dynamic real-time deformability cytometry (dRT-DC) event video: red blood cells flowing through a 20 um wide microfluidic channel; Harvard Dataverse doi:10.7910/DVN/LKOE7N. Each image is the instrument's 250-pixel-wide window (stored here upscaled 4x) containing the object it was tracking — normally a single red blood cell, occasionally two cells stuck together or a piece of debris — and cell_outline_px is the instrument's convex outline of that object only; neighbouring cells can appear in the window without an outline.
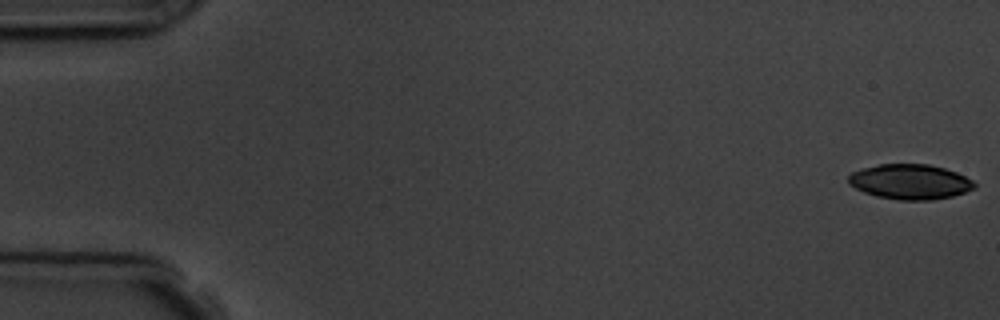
{"species": "common noctule bat (a hibernating species)", "species_latin": "Nyctalus noctula", "temperature_condition": "room temperature", "stored_images_in_passage": 5, "camera_frame_rate_fps": 3000, "um_per_image_px": 0.085, "animal": {"sex": "male", "body_mass_g": 19.5, "forearm_length_mm": 54.6}, "frame": {"image": 1, "passage_image": 1, "time_ms": 0.0, "image_size_px": [1000, 320], "cell_outline_px": [[976, 188], [952, 196], [932, 200], [900, 200], [876, 196], [864, 192], [848, 184], [848, 176], [852, 172], [860, 168], [880, 164], [928, 164], [944, 168], [956, 172], [972, 180], [976, 184]], "centroid_in_image_um": [77.34, 15.45], "position_along_channel_um": 7.7, "area_um2": 25.78}}
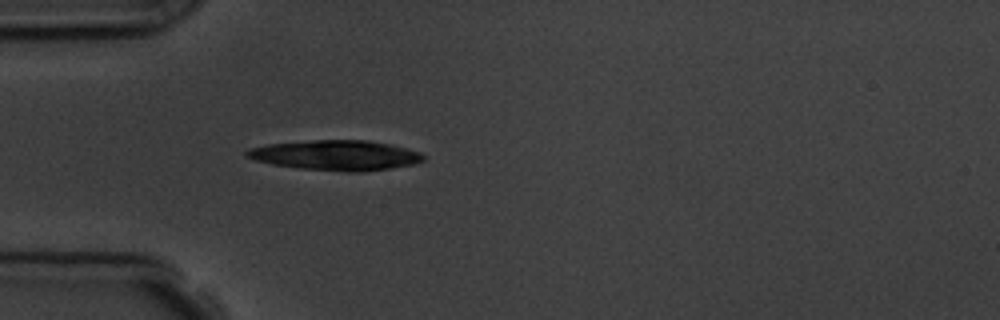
{"frame": {"image": 2, "passage_image": 5, "time_ms": 5.0, "image_size_px": [1000, 320], "cell_outline_px": [[424, 160], [412, 164], [392, 168], [364, 172], [348, 172], [300, 168], [272, 164], [256, 160], [244, 156], [244, 152], [248, 148], [268, 144], [312, 140], [368, 140], [392, 144], [408, 148], [420, 152], [424, 156]], "centroid_in_image_um": [28.55, 13.19], "position_along_channel_um": 56.4, "area_um2": 31.1}}